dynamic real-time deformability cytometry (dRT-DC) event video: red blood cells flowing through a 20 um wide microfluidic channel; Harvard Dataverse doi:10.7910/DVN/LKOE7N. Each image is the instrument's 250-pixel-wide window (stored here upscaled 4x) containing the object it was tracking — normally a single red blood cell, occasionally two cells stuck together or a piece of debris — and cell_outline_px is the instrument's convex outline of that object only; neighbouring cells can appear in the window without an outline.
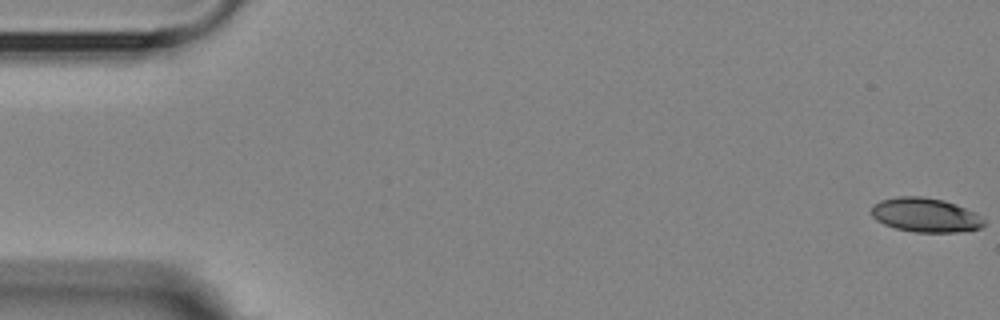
{"species": "Egyptian fruit bat (a non-hibernating species)", "species_latin": "Rousettus aegyptiacus", "temperature_condition": "room temperature", "stored_images_in_passage": 4, "camera_frame_rate_fps": 3000, "um_per_image_px": 0.085, "animal": {"sex": "female"}, "frame": {"image": 1, "passage_image": 1, "time_ms": 0.0, "image_size_px": [1000, 320], "cell_outline_px": [[984, 224], [980, 228], [956, 232], [916, 232], [896, 228], [884, 224], [876, 220], [872, 216], [872, 208], [880, 200], [896, 196], [924, 196], [944, 200], [956, 204], [972, 212], [984, 220]], "centroid_in_image_um": [78.63, 18.27], "position_along_channel_um": 6.4, "area_um2": 22.2}}